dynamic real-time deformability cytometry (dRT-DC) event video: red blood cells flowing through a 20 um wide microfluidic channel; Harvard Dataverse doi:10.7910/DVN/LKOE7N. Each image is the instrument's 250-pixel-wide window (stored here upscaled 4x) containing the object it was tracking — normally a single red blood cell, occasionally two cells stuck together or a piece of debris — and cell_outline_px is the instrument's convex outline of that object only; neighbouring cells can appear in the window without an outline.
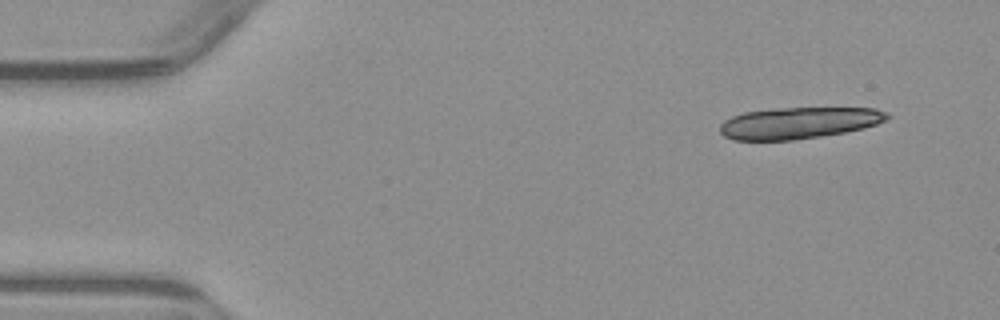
{"species": "common noctule bat (a hibernating species)", "species_latin": "Nyctalus noctula", "temperature_condition": "warm", "stored_images_in_passage": 5, "camera_frame_rate_fps": 3000, "um_per_image_px": 0.085, "animal": {"sex": "male", "body_mass_g": 23.1, "forearm_length_mm": 52.7}, "frame": {"image": 1, "passage_image": 2, "time_ms": 1.0, "image_size_px": [1000, 320], "cell_outline_px": [[892, 116], [888, 120], [864, 128], [844, 132], [820, 136], [792, 140], [732, 140], [724, 136], [720, 132], [720, 124], [724, 120], [732, 116], [744, 112], [776, 108], [876, 108], [888, 112]], "centroid_in_image_um": [67.91, 10.44], "position_along_channel_um": 17.1, "area_um2": 30.87}}